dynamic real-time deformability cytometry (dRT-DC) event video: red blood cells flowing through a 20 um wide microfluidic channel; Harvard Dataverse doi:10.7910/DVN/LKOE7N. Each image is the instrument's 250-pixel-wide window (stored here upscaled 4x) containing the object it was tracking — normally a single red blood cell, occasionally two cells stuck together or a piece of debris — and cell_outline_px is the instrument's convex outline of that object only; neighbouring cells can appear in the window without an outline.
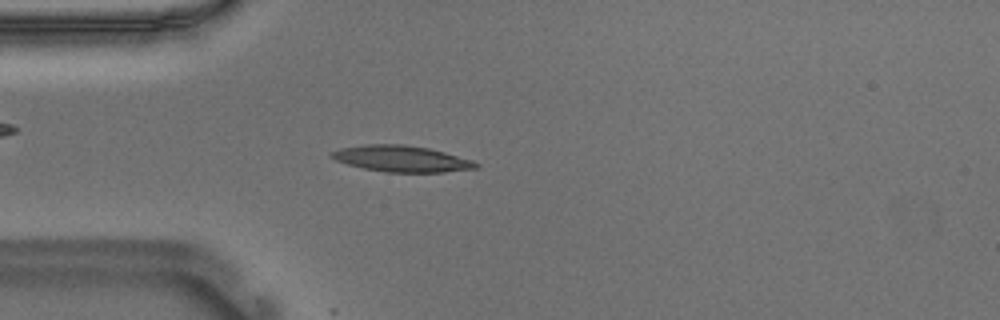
{"species": "Egyptian fruit bat (a non-hibernating species)", "species_latin": "Rousettus aegyptiacus", "temperature_condition": "warm", "stored_images_in_passage": 53, "camera_frame_rate_fps": 3000, "um_per_image_px": 0.085, "animal": {"sex": "male"}, "frame": {"image": 1, "passage_image": 14, "time_ms": 4.333, "image_size_px": [1000, 320], "cell_outline_px": [[480, 168], [444, 172], [384, 172], [364, 168], [348, 164], [336, 160], [328, 156], [332, 152], [340, 148], [364, 144], [404, 144], [428, 148], [444, 152], [472, 160], [480, 164]], "centroid_in_image_um": [34.14, 13.49], "position_along_channel_um": 50.9, "area_um2": 22.08}}
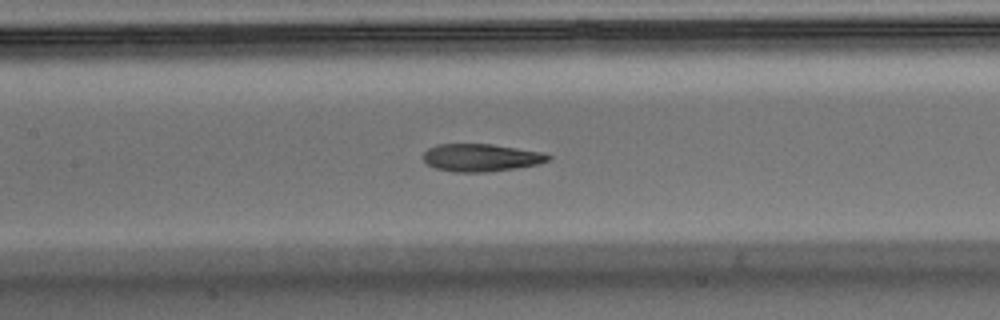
{"frame": {"image": 2, "passage_image": 24, "time_ms": 7.667, "image_size_px": [1000, 320], "cell_outline_px": [[552, 156], [548, 160], [536, 164], [516, 168], [484, 172], [452, 172], [436, 168], [428, 164], [424, 160], [424, 152], [428, 148], [436, 144], [492, 144], [544, 152]], "centroid_in_image_um": [40.88, 13.39], "position_along_channel_um": 166.5, "area_um2": 20.06}}
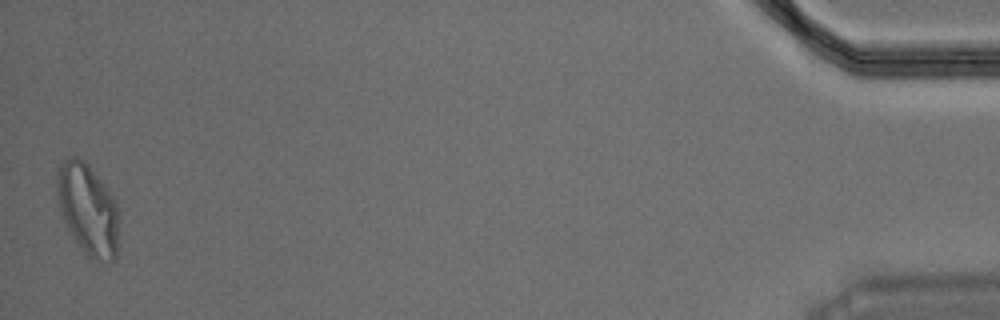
{"frame": {"image": 3, "passage_image": 53, "time_ms": 17.333, "image_size_px": [1000, 320], "cell_outline_px": [[120, 220], [116, 260], [108, 264], [92, 260], [84, 252], [68, 228], [64, 220], [60, 208], [56, 192], [56, 168], [68, 156], [76, 156], [84, 160], [88, 164], [108, 188], [116, 200], [120, 212]], "centroid_in_image_um": [7.52, 17.8], "position_along_channel_um": 427.7, "area_um2": 33.87}, "authors_computed_cell_mechanics": {"area_um2": 20.6924, "velocity_mm_per_s": 3.6728, "shape_relaxation_time_tau1_ms": 9.8711, "shape_relaxation_time_tau2_ms": 1.1994, "deformation_change_tau1": 0.3026, "deformation_change_tau2": 0.0852}}